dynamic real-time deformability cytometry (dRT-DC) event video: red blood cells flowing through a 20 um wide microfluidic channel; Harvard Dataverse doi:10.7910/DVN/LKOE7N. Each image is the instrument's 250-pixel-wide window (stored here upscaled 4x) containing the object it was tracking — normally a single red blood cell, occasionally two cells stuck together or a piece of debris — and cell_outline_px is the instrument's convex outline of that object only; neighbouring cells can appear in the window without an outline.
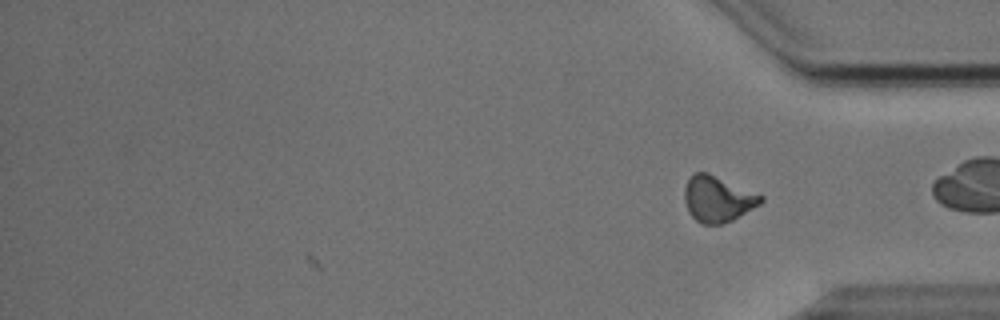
{"species": "Egyptian fruit bat (a non-hibernating species)", "species_latin": "Rousettus aegyptiacus", "temperature_condition": "cold", "stored_images_in_passage": 31, "camera_frame_rate_fps": 3000, "um_per_image_px": 0.085, "animal": {"sex": "male"}, "frame": {"image": 1, "passage_image": 31, "time_ms": 10.0, "image_size_px": [1000, 320], "cell_outline_px": [[764, 200], [760, 204], [732, 220], [724, 224], [700, 224], [688, 212], [684, 200], [684, 188], [688, 180], [696, 172], [708, 172], [764, 196]], "centroid_in_image_um": [60.99, 16.92], "position_along_channel_um": 374.2, "area_um2": 20.4}, "authors_computed_cell_mechanics": {"area_um2": 20.6924, "velocity_mm_per_s": 3.839, "shape_relaxation_time_tau1_ms": 8.978, "shape_relaxation_time_tau2_ms": 3.1857, "deformation_change_tau1": 0.2119, "deformation_change_tau2": 0.0935}}